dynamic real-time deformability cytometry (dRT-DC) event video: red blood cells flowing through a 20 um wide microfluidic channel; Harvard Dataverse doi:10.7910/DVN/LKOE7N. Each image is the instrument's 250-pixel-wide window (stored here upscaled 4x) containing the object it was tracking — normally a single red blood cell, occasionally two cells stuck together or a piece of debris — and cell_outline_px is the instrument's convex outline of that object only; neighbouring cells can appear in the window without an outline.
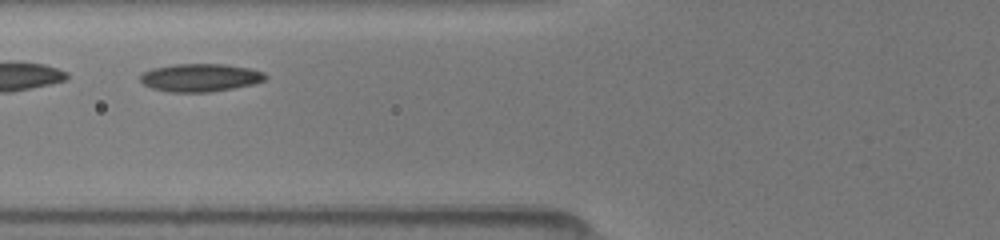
{"species": "common noctule bat (a hibernating species)", "species_latin": "Nyctalus noctula", "temperature_condition": "room temperature", "stored_images_in_passage": 4, "camera_frame_rate_fps": 3000, "um_per_image_px": 0.085, "animal": {"sex": "female", "body_mass_g": 19.5, "forearm_length_mm": 54.1}, "frame": {"image": 1, "passage_image": 3, "time_ms": 1.333, "image_size_px": [1000, 240], "cell_outline_px": [[268, 76], [264, 80], [252, 84], [212, 92], [168, 92], [152, 88], [144, 84], [140, 80], [140, 76], [144, 72], [152, 68], [176, 64], [224, 64], [248, 68], [264, 72]], "centroid_in_image_um": [17.01, 6.6], "position_along_channel_um": 108.8, "area_um2": 20.29}}